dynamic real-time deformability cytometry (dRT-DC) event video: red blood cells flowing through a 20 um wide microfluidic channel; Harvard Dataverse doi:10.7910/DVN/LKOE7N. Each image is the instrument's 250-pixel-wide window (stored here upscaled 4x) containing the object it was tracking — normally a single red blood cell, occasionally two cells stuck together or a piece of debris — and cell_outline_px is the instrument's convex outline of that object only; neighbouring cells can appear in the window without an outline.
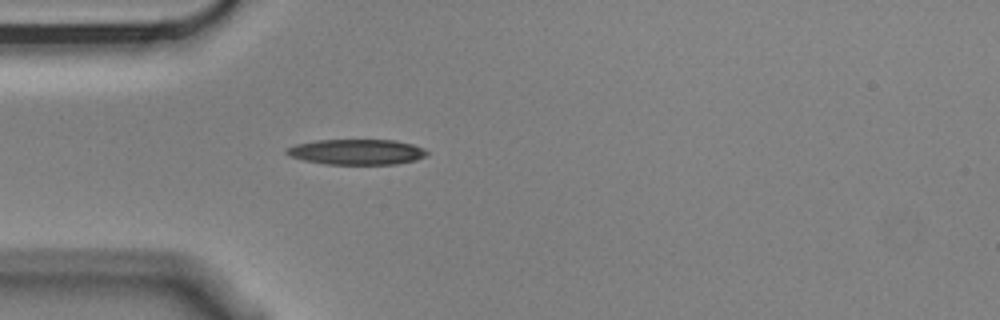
{"species": "Egyptian fruit bat (a non-hibernating species)", "species_latin": "Rousettus aegyptiacus", "temperature_condition": "cold", "stored_images_in_passage": 1, "camera_frame_rate_fps": 3000, "um_per_image_px": 0.085, "animal": {"sex": "male"}, "frame": {"image": 1, "passage_image": 1, "time_ms": 0.0, "image_size_px": [1000, 320], "cell_outline_px": [[428, 156], [416, 160], [396, 164], [324, 164], [304, 160], [292, 156], [284, 152], [284, 148], [296, 144], [316, 140], [396, 140], [412, 144], [424, 148], [428, 152]], "centroid_in_image_um": [30.34, 12.91], "position_along_channel_um": 54.7, "area_um2": 20.92}}